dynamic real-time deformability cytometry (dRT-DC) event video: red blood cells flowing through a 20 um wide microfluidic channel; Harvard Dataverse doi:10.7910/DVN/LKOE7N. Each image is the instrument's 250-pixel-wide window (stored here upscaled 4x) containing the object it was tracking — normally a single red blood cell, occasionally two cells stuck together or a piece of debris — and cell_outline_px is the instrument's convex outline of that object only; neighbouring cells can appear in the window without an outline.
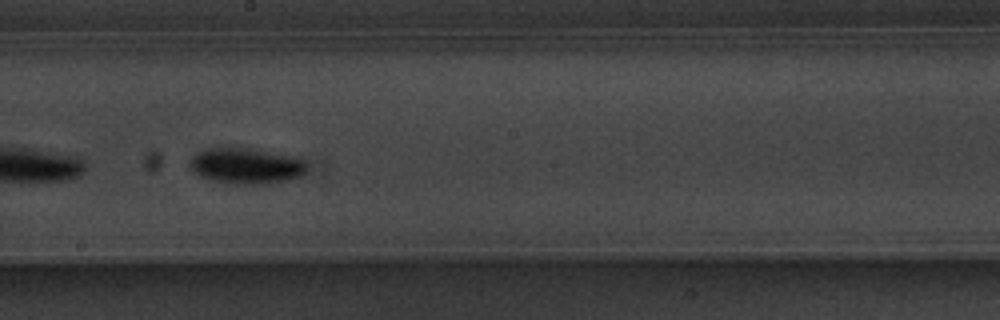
{"species": "common noctule bat (a hibernating species)", "species_latin": "Nyctalus noctula", "temperature_condition": "warm", "stored_images_in_passage": 10, "camera_frame_rate_fps": 3000, "um_per_image_px": 0.085, "animal": {"sex": "male", "body_mass_g": 20.1, "forearm_length_mm": 53.5}, "frame": {"image": 1, "passage_image": 10, "time_ms": 10.667, "image_size_px": [1000, 320], "cell_outline_px": [[308, 168], [300, 176], [288, 180], [268, 184], [236, 184], [212, 180], [200, 176], [192, 172], [188, 164], [192, 156], [208, 148], [252, 148], [304, 156], [308, 160]], "centroid_in_image_um": [21.03, 14.08], "position_along_channel_um": 227.2, "area_um2": 25.2}}